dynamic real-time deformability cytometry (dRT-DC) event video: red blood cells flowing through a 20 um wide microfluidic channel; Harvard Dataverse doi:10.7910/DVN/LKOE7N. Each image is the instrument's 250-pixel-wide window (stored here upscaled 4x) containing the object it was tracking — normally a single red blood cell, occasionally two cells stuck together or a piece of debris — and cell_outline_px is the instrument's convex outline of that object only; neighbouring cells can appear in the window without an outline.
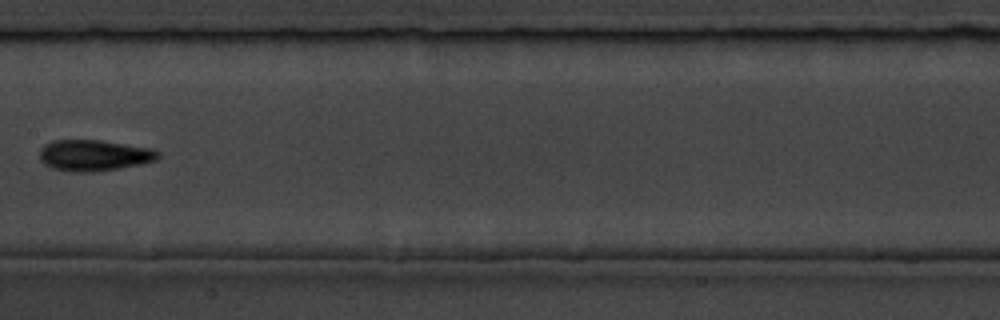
{"species": "common noctule bat (a hibernating species)", "species_latin": "Nyctalus noctula", "temperature_condition": "room temperature", "stored_images_in_passage": 8, "camera_frame_rate_fps": 3000, "um_per_image_px": 0.085, "animal": {"sex": "male", "body_mass_g": 19.5, "forearm_length_mm": 54.6}, "frame": {"image": 1, "passage_image": 7, "time_ms": 7.0, "image_size_px": [1000, 320], "cell_outline_px": [[160, 156], [156, 160], [140, 164], [92, 172], [80, 172], [52, 168], [44, 164], [40, 160], [40, 148], [44, 144], [52, 140], [100, 140], [152, 148], [160, 152]], "centroid_in_image_um": [7.98, 13.19], "position_along_channel_um": 199.4, "area_um2": 21.39}}